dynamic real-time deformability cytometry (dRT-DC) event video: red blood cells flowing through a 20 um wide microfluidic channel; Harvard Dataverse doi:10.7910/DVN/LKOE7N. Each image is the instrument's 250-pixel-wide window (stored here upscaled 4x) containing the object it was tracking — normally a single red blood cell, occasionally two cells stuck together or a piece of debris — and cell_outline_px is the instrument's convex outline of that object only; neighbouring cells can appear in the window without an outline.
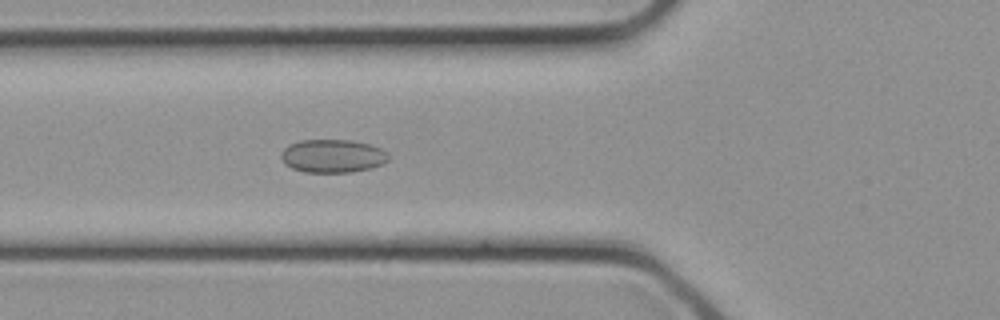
{"species": "common noctule bat (a hibernating species)", "species_latin": "Nyctalus noctula", "temperature_condition": "cold", "stored_images_in_passage": 4, "camera_frame_rate_fps": 3000, "um_per_image_px": 0.085, "animal": {"sex": "female", "body_mass_g": 21.9}, "frame": {"image": 1, "passage_image": 2, "time_ms": 0.333, "image_size_px": [1000, 320], "cell_outline_px": [[388, 160], [384, 164], [372, 168], [352, 172], [304, 172], [292, 168], [284, 164], [280, 156], [280, 152], [288, 144], [300, 140], [352, 140], [368, 144], [380, 148], [388, 152]], "centroid_in_image_um": [28.26, 13.26], "position_along_channel_um": 97.5, "area_um2": 21.04}}